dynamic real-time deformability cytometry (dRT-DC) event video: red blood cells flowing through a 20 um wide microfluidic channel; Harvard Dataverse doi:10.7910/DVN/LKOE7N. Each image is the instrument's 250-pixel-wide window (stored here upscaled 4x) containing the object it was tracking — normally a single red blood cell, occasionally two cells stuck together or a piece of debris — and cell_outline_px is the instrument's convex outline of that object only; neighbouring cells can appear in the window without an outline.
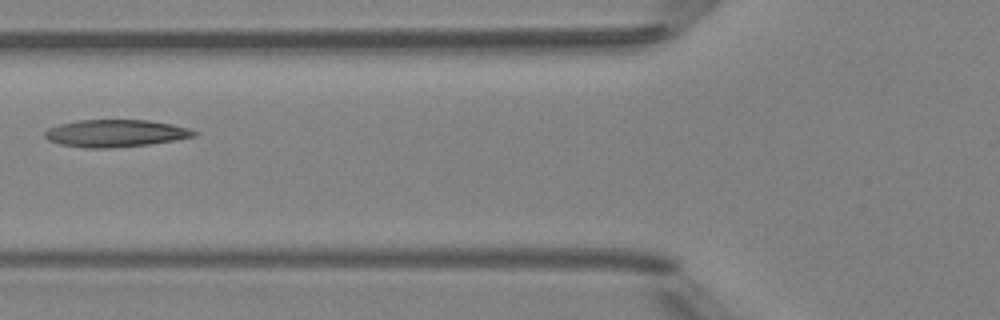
{"species": "Egyptian fruit bat (a non-hibernating species)", "species_latin": "Rousettus aegyptiacus", "temperature_condition": "room temperature", "stored_images_in_passage": 4, "camera_frame_rate_fps": 3000, "um_per_image_px": 0.085, "animal": {"sex": "female"}, "frame": {"image": 1, "passage_image": 3, "time_ms": 2.333, "image_size_px": [1000, 320], "cell_outline_px": [[200, 132], [196, 136], [148, 144], [112, 148], [88, 148], [60, 144], [48, 140], [44, 136], [44, 132], [48, 128], [60, 124], [76, 120], [148, 120], [172, 124], [188, 128]], "centroid_in_image_um": [9.81, 11.32], "position_along_channel_um": 116.0, "area_um2": 23.7}}
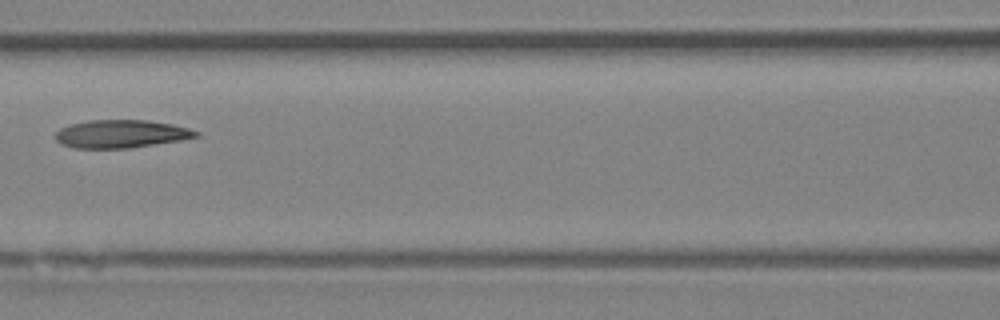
{"frame": {"image": 2, "passage_image": 4, "time_ms": 3.333, "image_size_px": [1000, 320], "cell_outline_px": [[200, 136], [180, 140], [128, 148], [72, 148], [60, 144], [56, 140], [56, 132], [60, 128], [68, 124], [88, 120], [148, 120], [172, 124], [188, 128], [200, 132]], "centroid_in_image_um": [10.26, 11.37], "position_along_channel_um": 156.3, "area_um2": 23.0}}